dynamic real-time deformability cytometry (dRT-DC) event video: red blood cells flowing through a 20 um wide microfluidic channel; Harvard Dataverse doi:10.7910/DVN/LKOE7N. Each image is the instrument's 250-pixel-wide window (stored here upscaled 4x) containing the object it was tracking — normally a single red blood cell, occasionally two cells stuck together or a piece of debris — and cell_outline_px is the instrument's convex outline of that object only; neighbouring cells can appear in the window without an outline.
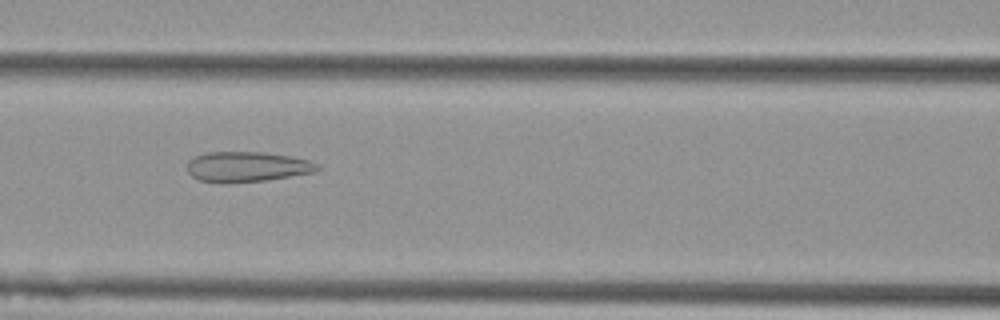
{"species": "Egyptian fruit bat (a non-hibernating species)", "species_latin": "Rousettus aegyptiacus", "temperature_condition": "cold", "stored_images_in_passage": 37, "camera_frame_rate_fps": 3000, "um_per_image_px": 0.085, "animal": {"sex": "female"}, "frame": {"image": 1, "passage_image": 12, "time_ms": 3.667, "image_size_px": [1000, 320], "cell_outline_px": [[320, 168], [316, 172], [264, 180], [228, 184], [200, 180], [192, 176], [188, 172], [188, 160], [196, 156], [208, 152], [264, 152], [292, 156], [308, 160], [320, 164]], "centroid_in_image_um": [21.02, 14.17], "position_along_channel_um": 145.6, "area_um2": 23.06}}
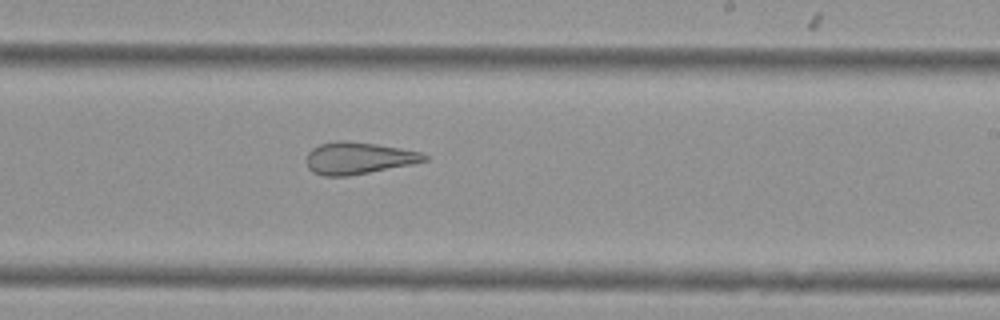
{"frame": {"image": 2, "passage_image": 21, "time_ms": 6.667, "image_size_px": [1000, 320], "cell_outline_px": [[428, 160], [412, 164], [348, 176], [324, 176], [312, 172], [308, 168], [304, 160], [308, 152], [312, 148], [320, 144], [336, 140], [344, 140], [376, 144], [400, 148], [420, 152], [428, 156]], "centroid_in_image_um": [30.41, 13.44], "position_along_channel_um": 258.6, "area_um2": 22.08}}
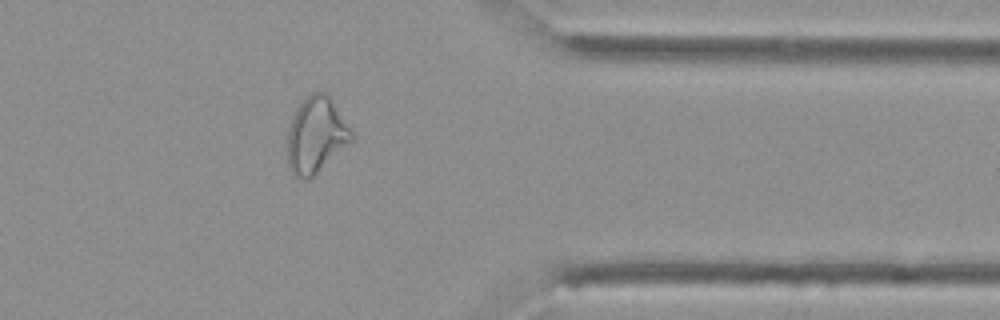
{"frame": {"image": 3, "passage_image": 32, "time_ms": 10.333, "image_size_px": [1000, 320], "cell_outline_px": [[356, 136], [352, 140], [308, 180], [304, 180], [292, 176], [288, 168], [284, 148], [288, 128], [292, 116], [296, 108], [304, 96], [312, 92], [324, 92], [332, 100]], "centroid_in_image_um": [26.79, 11.5], "position_along_channel_um": 384.6, "area_um2": 28.96}, "authors_computed_cell_mechanics": {"area_um2": 23.5824, "velocity_mm_per_s": 3.7868, "shape_relaxation_time_tau1_ms": null, "shape_relaxation_time_tau2_ms": 1.6772, "deformation_change_tau1": null, "deformation_change_tau2": 0.0997}}